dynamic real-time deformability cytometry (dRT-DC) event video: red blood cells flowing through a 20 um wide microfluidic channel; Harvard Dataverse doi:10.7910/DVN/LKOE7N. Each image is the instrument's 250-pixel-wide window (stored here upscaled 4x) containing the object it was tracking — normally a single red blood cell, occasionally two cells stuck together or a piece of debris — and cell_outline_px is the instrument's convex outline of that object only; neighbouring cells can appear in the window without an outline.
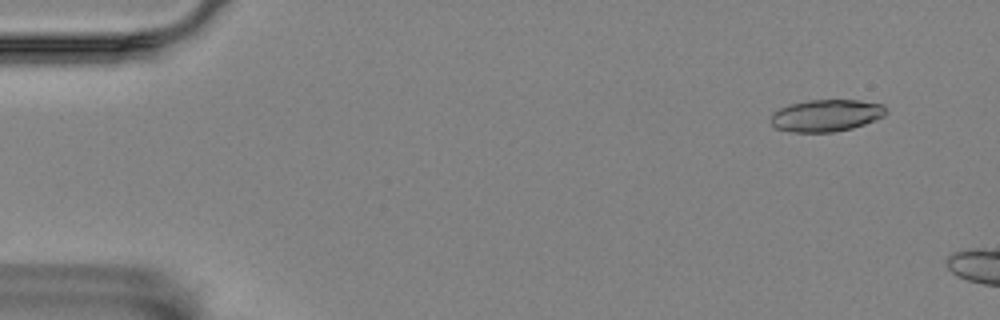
{"species": "Egyptian fruit bat (a non-hibernating species)", "species_latin": "Rousettus aegyptiacus", "temperature_condition": "room temperature", "stored_images_in_passage": 3, "camera_frame_rate_fps": 3000, "um_per_image_px": 0.085, "animal": {"sex": "female"}, "frame": {"image": 1, "passage_image": 1, "time_ms": 0.0, "image_size_px": [1000, 320], "cell_outline_px": [[888, 112], [884, 116], [876, 120], [852, 128], [832, 132], [792, 132], [776, 128], [772, 124], [772, 112], [788, 104], [808, 100], [860, 100], [884, 104]], "centroid_in_image_um": [70.26, 9.8], "position_along_channel_um": 14.7, "area_um2": 21.62}}